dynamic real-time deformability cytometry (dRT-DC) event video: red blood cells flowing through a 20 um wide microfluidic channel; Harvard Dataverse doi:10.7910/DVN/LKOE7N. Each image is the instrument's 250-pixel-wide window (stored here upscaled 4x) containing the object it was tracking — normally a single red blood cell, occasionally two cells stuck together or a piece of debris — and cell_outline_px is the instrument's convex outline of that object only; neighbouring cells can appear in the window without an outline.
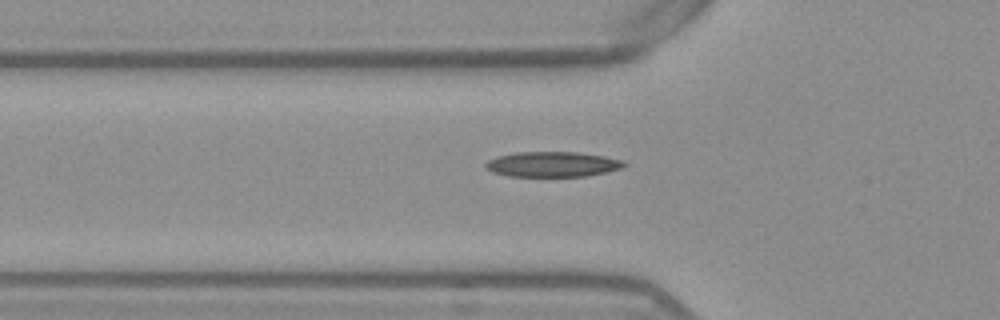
{"species": "Egyptian fruit bat (a non-hibernating species)", "species_latin": "Rousettus aegyptiacus", "temperature_condition": "warm", "stored_images_in_passage": 38, "camera_frame_rate_fps": 3000, "um_per_image_px": 0.085, "frame": {"image": 1, "passage_image": 3, "time_ms": 0.667, "image_size_px": [1000, 320], "cell_outline_px": [[628, 164], [624, 168], [608, 172], [584, 176], [508, 176], [492, 172], [484, 168], [484, 164], [488, 160], [496, 156], [516, 152], [576, 152], [604, 156], [624, 160]], "centroid_in_image_um": [46.97, 13.96], "position_along_channel_um": 78.8, "area_um2": 20.58}}
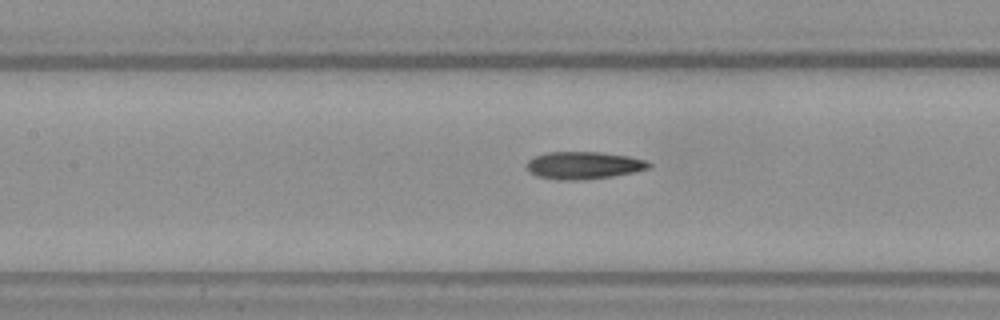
{"frame": {"image": 2, "passage_image": 9, "time_ms": 2.667, "image_size_px": [1000, 320], "cell_outline_px": [[652, 164], [648, 168], [632, 172], [612, 176], [584, 180], [556, 180], [536, 176], [528, 172], [528, 160], [536, 156], [548, 152], [600, 152], [628, 156], [648, 160]], "centroid_in_image_um": [49.61, 14.06], "position_along_channel_um": 157.8, "area_um2": 19.54}}
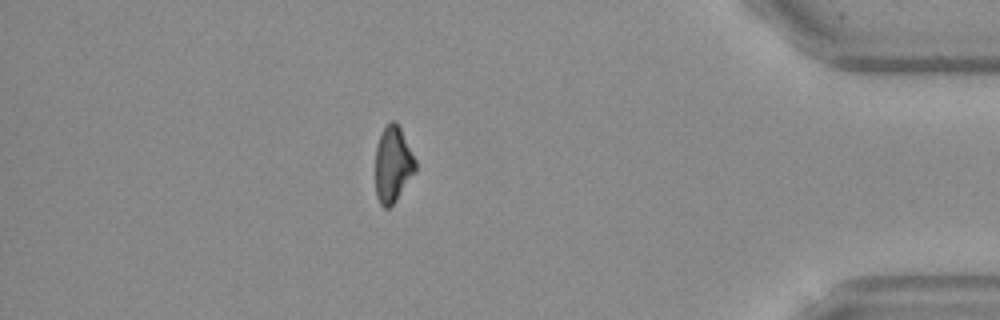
{"frame": {"image": 3, "passage_image": 31, "time_ms": 10.0, "image_size_px": [1000, 320], "cell_outline_px": [[416, 172], [396, 200], [388, 208], [384, 208], [380, 204], [376, 196], [376, 148], [380, 132], [392, 120], [396, 120], [416, 160]], "centroid_in_image_um": [33.4, 13.98], "position_along_channel_um": 401.8, "area_um2": 17.74}}